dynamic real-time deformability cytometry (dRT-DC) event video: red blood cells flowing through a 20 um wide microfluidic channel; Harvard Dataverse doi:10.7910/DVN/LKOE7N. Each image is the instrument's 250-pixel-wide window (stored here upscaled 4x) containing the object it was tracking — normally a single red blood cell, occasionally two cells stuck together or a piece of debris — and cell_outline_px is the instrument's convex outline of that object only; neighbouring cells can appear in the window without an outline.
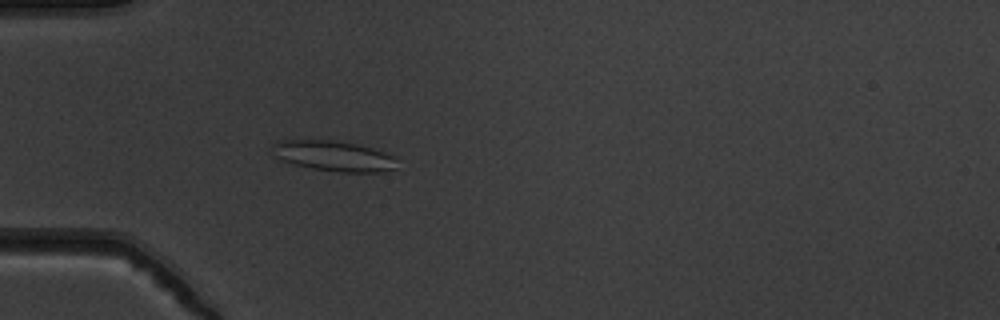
{"species": "common noctule bat (a hibernating species)", "species_latin": "Nyctalus noctula", "temperature_condition": "warm", "stored_images_in_passage": 54, "camera_frame_rate_fps": 3000, "um_per_image_px": 0.085, "animal": {"sex": "male", "body_mass_g": 19.5, "forearm_length_mm": 54.6}, "frame": {"image": 1, "passage_image": 17, "time_ms": 5.333, "image_size_px": [1000, 320], "cell_outline_px": [[396, 168], [384, 172], [340, 172], [312, 168], [292, 164], [280, 160], [276, 156], [276, 144], [280, 140], [328, 140], [356, 144], [372, 148], [384, 152], [392, 156]], "centroid_in_image_um": [28.39, 13.27], "position_along_channel_um": 56.6, "area_um2": 21.56}}
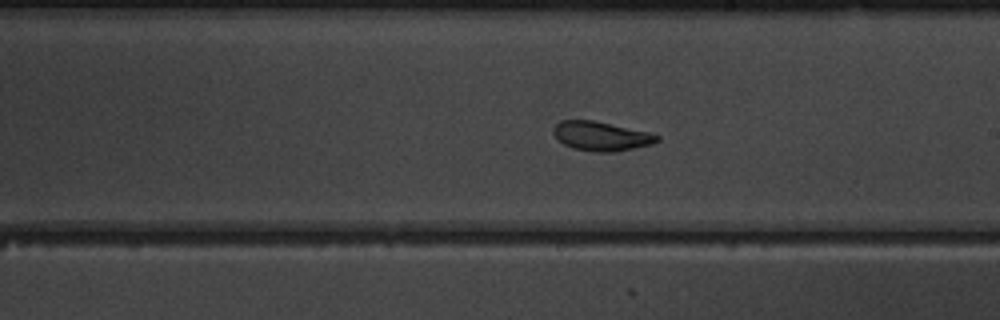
{"frame": {"image": 2, "passage_image": 32, "time_ms": 10.333, "image_size_px": [1000, 320], "cell_outline_px": [[660, 140], [652, 144], [616, 152], [596, 152], [572, 148], [564, 144], [552, 132], [552, 128], [560, 120], [592, 120], [648, 132], [660, 136]], "centroid_in_image_um": [51.09, 11.57], "position_along_channel_um": 237.9, "area_um2": 17.57}}
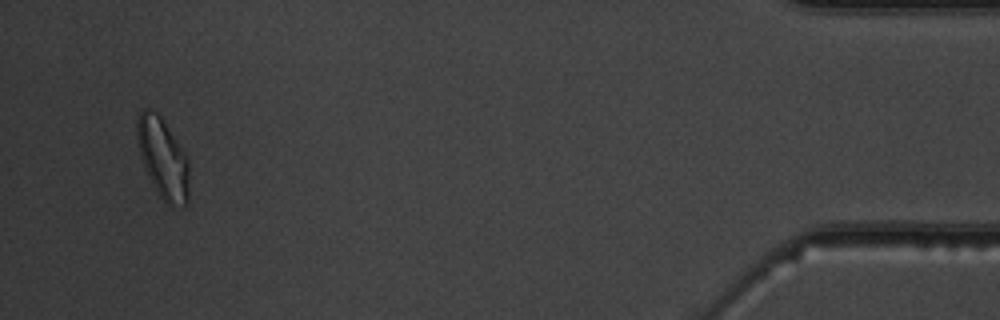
{"frame": {"image": 3, "passage_image": 52, "time_ms": 17.0, "image_size_px": [1000, 320], "cell_outline_px": [[188, 204], [184, 208], [168, 204], [160, 196], [148, 176], [144, 168], [140, 156], [136, 136], [136, 120], [140, 112], [144, 108], [148, 108], [156, 112], [160, 116], [184, 152], [188, 160]], "centroid_in_image_um": [13.83, 13.46], "position_along_channel_um": 421.4, "area_um2": 24.28}, "authors_computed_cell_mechanics": {"area_um2": 20.2589, "velocity_mm_per_s": 3.8044, "shape_relaxation_time_tau1_ms": 5.1951, "shape_relaxation_time_tau2_ms": 1.8771, "deformation_change_tau1": 0.1118, "deformation_change_tau2": 0.0874}}